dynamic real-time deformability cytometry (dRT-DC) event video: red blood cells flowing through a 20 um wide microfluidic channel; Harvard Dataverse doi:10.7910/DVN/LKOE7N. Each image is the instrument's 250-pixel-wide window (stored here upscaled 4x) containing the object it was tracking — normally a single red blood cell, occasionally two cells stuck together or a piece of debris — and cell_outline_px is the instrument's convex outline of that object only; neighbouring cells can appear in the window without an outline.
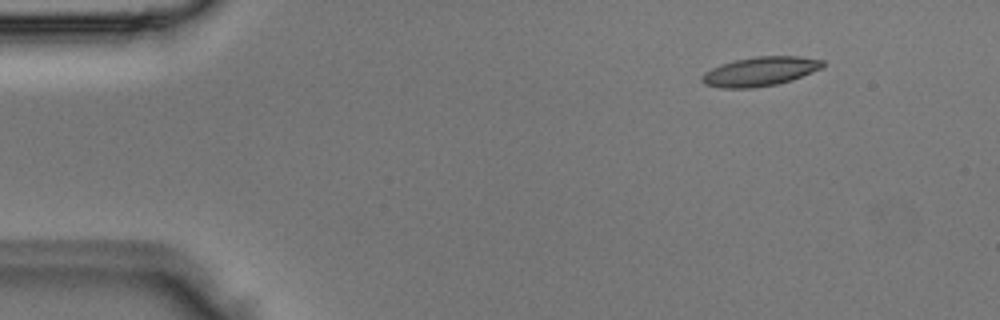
{"species": "Egyptian fruit bat (a non-hibernating species)", "species_latin": "Rousettus aegyptiacus", "temperature_condition": "room temperature", "stored_images_in_passage": 3, "camera_frame_rate_fps": 3000, "um_per_image_px": 0.085, "animal": {"sex": "male"}, "frame": {"image": 1, "passage_image": 1, "time_ms": 0.0, "image_size_px": [1000, 320], "cell_outline_px": [[824, 68], [792, 80], [776, 84], [752, 88], [720, 88], [704, 84], [700, 80], [700, 76], [704, 72], [720, 64], [736, 60], [756, 56], [796, 56], [824, 60]], "centroid_in_image_um": [64.6, 6.07], "position_along_channel_um": 20.4, "area_um2": 20.69}}